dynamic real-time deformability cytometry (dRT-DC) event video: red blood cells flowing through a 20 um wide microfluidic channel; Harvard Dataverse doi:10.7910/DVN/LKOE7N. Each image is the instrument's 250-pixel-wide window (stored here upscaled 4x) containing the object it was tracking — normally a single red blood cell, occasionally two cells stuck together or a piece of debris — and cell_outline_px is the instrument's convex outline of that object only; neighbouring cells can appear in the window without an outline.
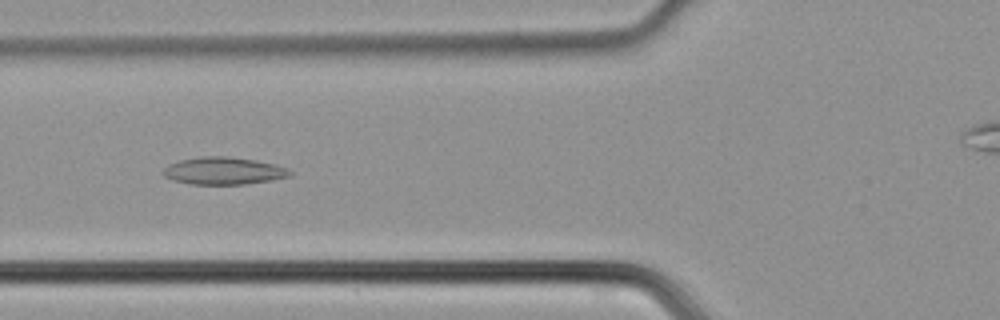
{"species": "common noctule bat (a hibernating species)", "species_latin": "Nyctalus noctula", "temperature_condition": "cold", "stored_images_in_passage": 36, "camera_frame_rate_fps": 3000, "um_per_image_px": 0.085, "animal": {"sex": "male", "body_mass_g": 21.5, "forearm_length_mm": 52.0}, "frame": {"image": 1, "passage_image": 6, "time_ms": 1.667, "image_size_px": [1000, 320], "cell_outline_px": [[292, 176], [272, 180], [244, 184], [188, 184], [172, 180], [164, 176], [160, 172], [168, 164], [180, 160], [200, 156], [228, 156], [256, 160], [288, 168], [292, 172]], "centroid_in_image_um": [18.97, 14.52], "position_along_channel_um": 106.8, "area_um2": 20.4}}
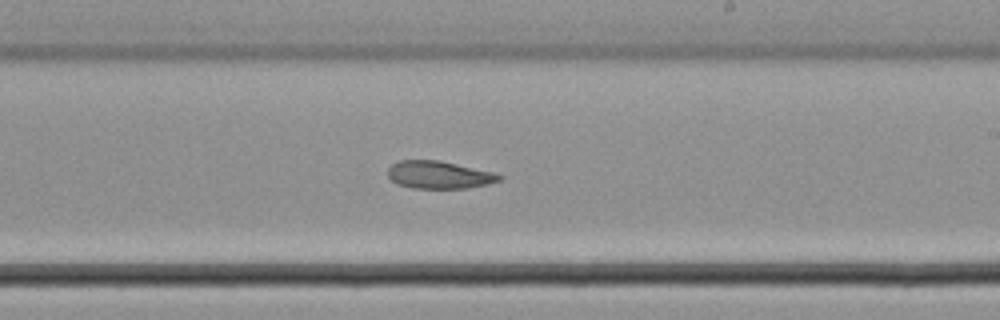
{"frame": {"image": 2, "passage_image": 16, "time_ms": 5.0, "image_size_px": [1000, 320], "cell_outline_px": [[504, 176], [500, 180], [488, 184], [468, 188], [412, 188], [396, 184], [388, 176], [388, 168], [392, 164], [400, 160], [440, 160], [492, 172]], "centroid_in_image_um": [37.3, 14.86], "position_along_channel_um": 251.7, "area_um2": 17.92}}
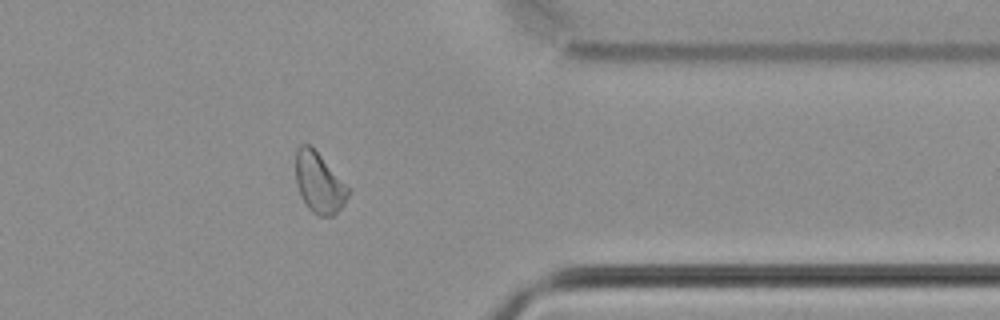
{"frame": {"image": 3, "passage_image": 26, "time_ms": 8.333, "image_size_px": [1000, 320], "cell_outline_px": [[352, 188], [344, 204], [332, 216], [316, 216], [308, 208], [300, 196], [296, 184], [296, 148], [300, 144], [308, 144]], "centroid_in_image_um": [27.13, 15.56], "position_along_channel_um": 384.3, "area_um2": 18.61}}